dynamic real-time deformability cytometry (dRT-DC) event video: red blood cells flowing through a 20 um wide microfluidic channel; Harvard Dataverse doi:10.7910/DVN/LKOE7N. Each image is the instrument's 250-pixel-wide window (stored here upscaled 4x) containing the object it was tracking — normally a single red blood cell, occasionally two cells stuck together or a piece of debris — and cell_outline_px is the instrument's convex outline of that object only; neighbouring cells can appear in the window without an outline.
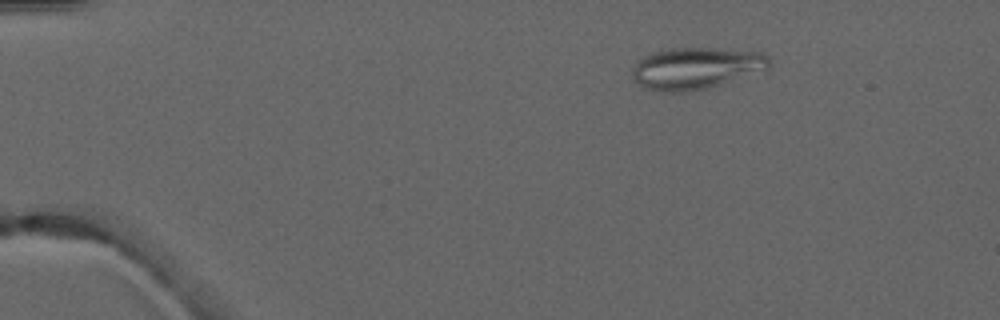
{"species": "common noctule bat (a hibernating species)", "species_latin": "Nyctalus noctula", "temperature_condition": "warm", "stored_images_in_passage": 5, "camera_frame_rate_fps": 3000, "um_per_image_px": 0.085, "animal": {"sex": "male", "forearm_length_mm": 52.5}, "frame": {"image": 1, "passage_image": 3, "time_ms": 2.333, "image_size_px": [1000, 320], "cell_outline_px": [[772, 64], [768, 68], [704, 88], [680, 92], [660, 92], [644, 88], [632, 76], [632, 68], [644, 56], [652, 52], [672, 48], [716, 48], [760, 52], [768, 56]], "centroid_in_image_um": [59.12, 5.78], "position_along_channel_um": 25.9, "area_um2": 32.66}}